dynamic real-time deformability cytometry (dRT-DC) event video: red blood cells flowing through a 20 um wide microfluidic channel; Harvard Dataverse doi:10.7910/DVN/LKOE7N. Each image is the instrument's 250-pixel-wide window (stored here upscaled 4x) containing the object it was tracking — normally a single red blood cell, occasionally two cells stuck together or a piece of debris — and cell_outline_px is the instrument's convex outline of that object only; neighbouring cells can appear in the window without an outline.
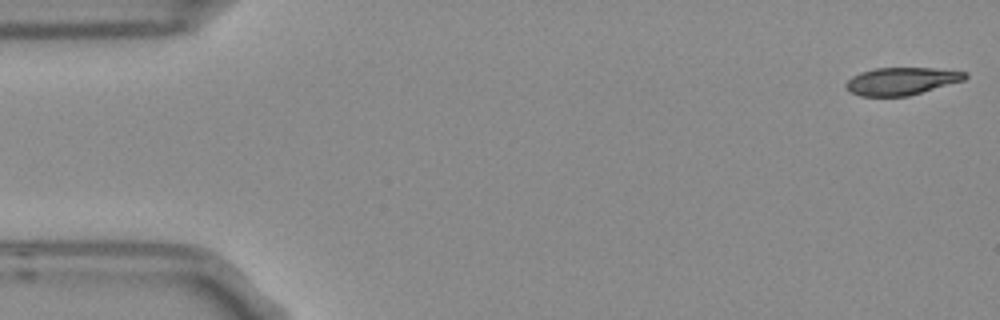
{"species": "Egyptian fruit bat (a non-hibernating species)", "species_latin": "Rousettus aegyptiacus", "temperature_condition": "room temperature", "stored_images_in_passage": 4, "camera_frame_rate_fps": 3000, "um_per_image_px": 0.085, "frame": {"image": 1, "passage_image": 1, "time_ms": 0.0, "image_size_px": [1000, 320], "cell_outline_px": [[968, 76], [964, 80], [908, 96], [860, 96], [848, 92], [844, 88], [844, 84], [852, 76], [860, 72], [876, 68], [932, 68], [968, 72]], "centroid_in_image_um": [76.58, 6.9], "position_along_channel_um": 8.4, "area_um2": 19.19}}